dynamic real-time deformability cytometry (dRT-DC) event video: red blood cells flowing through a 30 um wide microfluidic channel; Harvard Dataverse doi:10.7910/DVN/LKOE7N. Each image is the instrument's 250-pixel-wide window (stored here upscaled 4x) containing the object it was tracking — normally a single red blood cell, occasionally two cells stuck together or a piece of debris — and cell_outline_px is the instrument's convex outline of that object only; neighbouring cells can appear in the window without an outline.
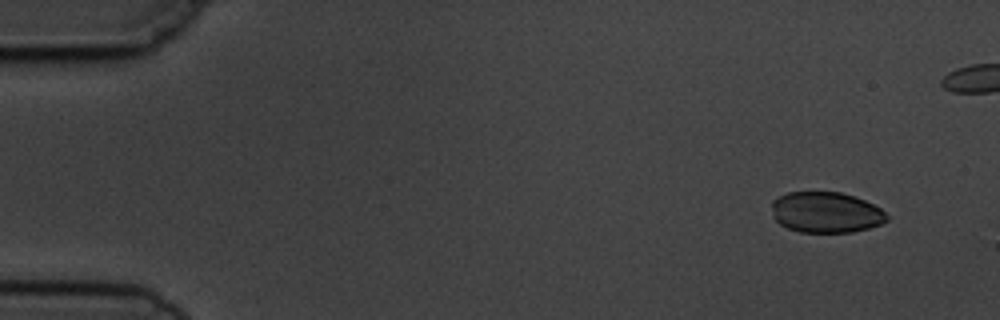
{"species": "common noctule bat (a hibernating species)", "species_latin": "Nyctalus noctula", "temperature_condition": "cold", "stored_images_in_passage": 4, "camera_frame_rate_fps": 3000, "um_per_image_px": 0.085, "animal": {"sex": "male", "body_mass_g": 19.5, "forearm_length_mm": 54.6}, "frame": {"image": 1, "passage_image": 1, "time_ms": 0.0, "image_size_px": [1000, 320], "cell_outline_px": [[888, 220], [880, 224], [868, 228], [852, 232], [800, 232], [788, 228], [780, 224], [772, 216], [772, 200], [788, 192], [840, 192], [864, 200], [880, 208], [888, 216]], "centroid_in_image_um": [70.18, 18.05], "position_along_channel_um": 14.8, "area_um2": 27.28}}